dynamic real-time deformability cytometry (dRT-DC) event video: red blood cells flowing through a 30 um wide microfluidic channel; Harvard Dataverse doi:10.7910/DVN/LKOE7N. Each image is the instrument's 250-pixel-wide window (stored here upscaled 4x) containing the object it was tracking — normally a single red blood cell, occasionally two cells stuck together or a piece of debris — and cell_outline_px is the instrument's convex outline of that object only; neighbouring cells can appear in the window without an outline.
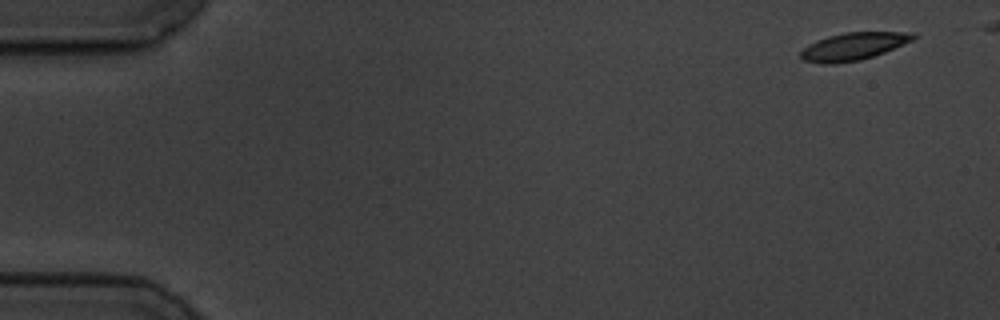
{"species": "common noctule bat (a hibernating species)", "species_latin": "Nyctalus noctula", "temperature_condition": "cold", "stored_images_in_passage": 14, "camera_frame_rate_fps": 3000, "um_per_image_px": 0.085, "animal": {"sex": "male", "body_mass_g": 19.5, "forearm_length_mm": 54.6}, "frame": {"image": 1, "passage_image": 1, "time_ms": 0.0, "image_size_px": [1000, 320], "cell_outline_px": [[916, 36], [912, 40], [884, 52], [860, 60], [832, 64], [824, 64], [804, 60], [800, 56], [800, 52], [808, 44], [816, 40], [828, 36], [844, 32], [916, 32]], "centroid_in_image_um": [72.52, 3.93], "position_along_channel_um": 12.5, "area_um2": 17.92}}